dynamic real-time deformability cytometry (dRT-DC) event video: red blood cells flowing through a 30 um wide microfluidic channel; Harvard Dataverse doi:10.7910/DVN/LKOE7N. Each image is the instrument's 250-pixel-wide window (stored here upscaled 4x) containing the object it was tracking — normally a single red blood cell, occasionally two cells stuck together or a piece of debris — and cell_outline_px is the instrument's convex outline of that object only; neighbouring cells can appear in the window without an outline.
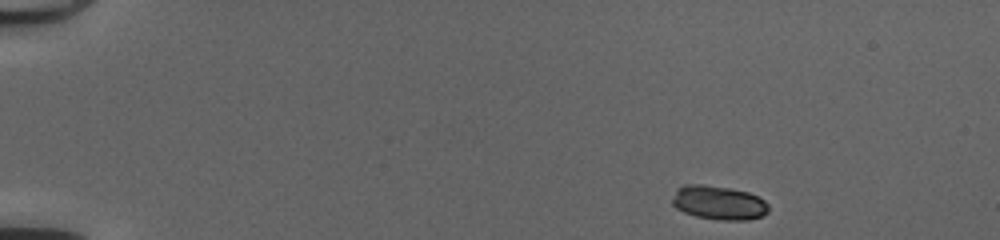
{"species": "common noctule bat (a hibernating species)", "species_latin": "Nyctalus noctula", "temperature_condition": "cold", "stored_images_in_passage": 44, "camera_frame_rate_fps": 3000, "um_per_image_px": 0.085, "animal": {"sex": "female", "body_mass_g": 20.0, "forearm_length_mm": 54.0}, "frame": {"image": 1, "passage_image": 1, "time_ms": 0.0, "image_size_px": [1000, 240], "cell_outline_px": [[768, 212], [760, 216], [748, 220], [720, 220], [696, 216], [684, 212], [676, 208], [672, 204], [672, 200], [676, 188], [684, 184], [704, 184], [728, 188], [748, 192], [764, 200], [768, 204]], "centroid_in_image_um": [61.06, 17.22], "position_along_channel_um": 23.9, "area_um2": 19.07}}
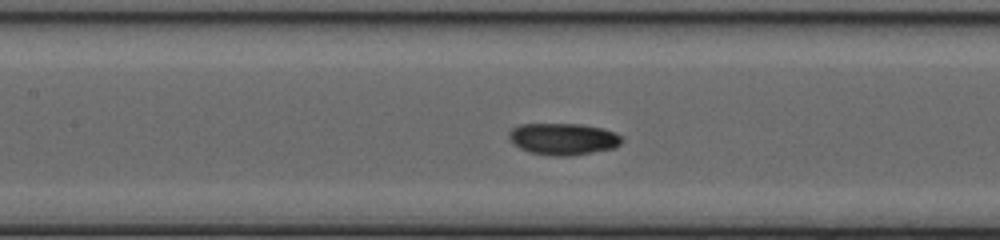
{"frame": {"image": 2, "passage_image": 19, "time_ms": 6.0, "image_size_px": [1000, 240], "cell_outline_px": [[624, 140], [616, 148], [568, 156], [552, 156], [528, 152], [512, 144], [508, 140], [508, 132], [512, 128], [520, 124], [580, 124], [604, 128], [616, 132], [624, 136]], "centroid_in_image_um": [47.88, 11.81], "position_along_channel_um": 159.5, "area_um2": 21.33}}
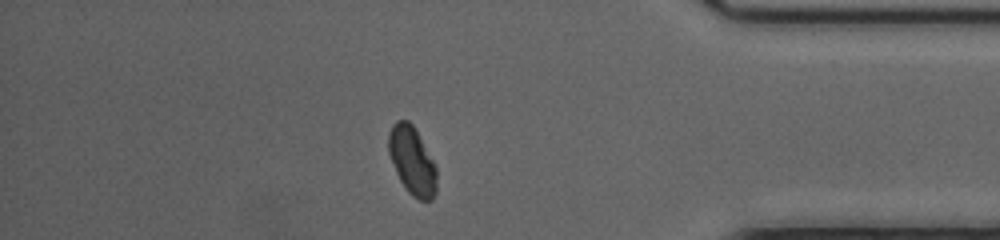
{"frame": {"image": 3, "passage_image": 38, "time_ms": 12.333, "image_size_px": [1000, 240], "cell_outline_px": [[436, 192], [432, 200], [420, 200], [412, 196], [408, 192], [400, 180], [396, 172], [388, 152], [388, 132], [392, 124], [396, 120], [408, 120], [412, 124], [432, 160], [436, 168]], "centroid_in_image_um": [35.01, 13.66], "position_along_channel_um": 400.2, "area_um2": 18.84}, "authors_computed_cell_mechanics": {"area_um2": 19.4208, "velocity_mm_per_s": 4.1715, "shape_relaxation_time_tau1_ms": 1.8066, "shape_relaxation_time_tau2_ms": null, "deformation_change_tau1": 0.1316, "deformation_change_tau2": null}}